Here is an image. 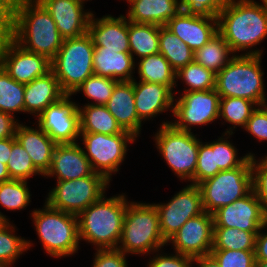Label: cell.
<instances>
[{
    "instance_id": "obj_1",
    "label": "cell",
    "mask_w": 267,
    "mask_h": 267,
    "mask_svg": "<svg viewBox=\"0 0 267 267\" xmlns=\"http://www.w3.org/2000/svg\"><path fill=\"white\" fill-rule=\"evenodd\" d=\"M217 19L218 33L235 55L240 51H245L243 55H262V49L253 47L267 37V6L264 2L229 0Z\"/></svg>"
},
{
    "instance_id": "obj_2",
    "label": "cell",
    "mask_w": 267,
    "mask_h": 267,
    "mask_svg": "<svg viewBox=\"0 0 267 267\" xmlns=\"http://www.w3.org/2000/svg\"><path fill=\"white\" fill-rule=\"evenodd\" d=\"M13 40L23 49L52 60L64 39L52 16L38 0H16Z\"/></svg>"
},
{
    "instance_id": "obj_3",
    "label": "cell",
    "mask_w": 267,
    "mask_h": 267,
    "mask_svg": "<svg viewBox=\"0 0 267 267\" xmlns=\"http://www.w3.org/2000/svg\"><path fill=\"white\" fill-rule=\"evenodd\" d=\"M125 193L110 198L105 194L83 210L78 217L79 240L92 243L96 249H117L127 204Z\"/></svg>"
},
{
    "instance_id": "obj_4",
    "label": "cell",
    "mask_w": 267,
    "mask_h": 267,
    "mask_svg": "<svg viewBox=\"0 0 267 267\" xmlns=\"http://www.w3.org/2000/svg\"><path fill=\"white\" fill-rule=\"evenodd\" d=\"M261 55H235L217 74L215 90L223 97L251 100L258 106L267 104L261 68Z\"/></svg>"
},
{
    "instance_id": "obj_5",
    "label": "cell",
    "mask_w": 267,
    "mask_h": 267,
    "mask_svg": "<svg viewBox=\"0 0 267 267\" xmlns=\"http://www.w3.org/2000/svg\"><path fill=\"white\" fill-rule=\"evenodd\" d=\"M166 242L160 231L155 205L146 202H128L117 249L128 255H146L152 252L153 255L167 245Z\"/></svg>"
},
{
    "instance_id": "obj_6",
    "label": "cell",
    "mask_w": 267,
    "mask_h": 267,
    "mask_svg": "<svg viewBox=\"0 0 267 267\" xmlns=\"http://www.w3.org/2000/svg\"><path fill=\"white\" fill-rule=\"evenodd\" d=\"M30 214L43 250L51 257L71 256L79 250L78 217L49 206Z\"/></svg>"
},
{
    "instance_id": "obj_7",
    "label": "cell",
    "mask_w": 267,
    "mask_h": 267,
    "mask_svg": "<svg viewBox=\"0 0 267 267\" xmlns=\"http://www.w3.org/2000/svg\"><path fill=\"white\" fill-rule=\"evenodd\" d=\"M93 53L94 45L88 33L63 40L62 46L51 60V70L65 94H72L94 74Z\"/></svg>"
},
{
    "instance_id": "obj_8",
    "label": "cell",
    "mask_w": 267,
    "mask_h": 267,
    "mask_svg": "<svg viewBox=\"0 0 267 267\" xmlns=\"http://www.w3.org/2000/svg\"><path fill=\"white\" fill-rule=\"evenodd\" d=\"M154 139L159 154L174 174L193 184L200 139L193 132L175 128L167 120L162 122Z\"/></svg>"
},
{
    "instance_id": "obj_9",
    "label": "cell",
    "mask_w": 267,
    "mask_h": 267,
    "mask_svg": "<svg viewBox=\"0 0 267 267\" xmlns=\"http://www.w3.org/2000/svg\"><path fill=\"white\" fill-rule=\"evenodd\" d=\"M197 186L201 192L204 211L211 214L245 197L253 190L251 157L241 166L220 171Z\"/></svg>"
},
{
    "instance_id": "obj_10",
    "label": "cell",
    "mask_w": 267,
    "mask_h": 267,
    "mask_svg": "<svg viewBox=\"0 0 267 267\" xmlns=\"http://www.w3.org/2000/svg\"><path fill=\"white\" fill-rule=\"evenodd\" d=\"M56 183L45 202L55 209L76 216L98 201L110 186V182L103 175L95 172L83 178Z\"/></svg>"
},
{
    "instance_id": "obj_11",
    "label": "cell",
    "mask_w": 267,
    "mask_h": 267,
    "mask_svg": "<svg viewBox=\"0 0 267 267\" xmlns=\"http://www.w3.org/2000/svg\"><path fill=\"white\" fill-rule=\"evenodd\" d=\"M80 137L84 145V155L93 171L103 175L109 182L112 181V174L120 170V165L125 160L129 150L128 143L136 141V137L125 130L115 135L80 133Z\"/></svg>"
},
{
    "instance_id": "obj_12",
    "label": "cell",
    "mask_w": 267,
    "mask_h": 267,
    "mask_svg": "<svg viewBox=\"0 0 267 267\" xmlns=\"http://www.w3.org/2000/svg\"><path fill=\"white\" fill-rule=\"evenodd\" d=\"M220 95L215 89L182 93L174 98L170 122L175 128L191 132L192 126L208 125L219 119Z\"/></svg>"
},
{
    "instance_id": "obj_13",
    "label": "cell",
    "mask_w": 267,
    "mask_h": 267,
    "mask_svg": "<svg viewBox=\"0 0 267 267\" xmlns=\"http://www.w3.org/2000/svg\"><path fill=\"white\" fill-rule=\"evenodd\" d=\"M157 209L160 231L168 241L188 219L204 213L202 196L197 185L189 183L167 203H153Z\"/></svg>"
},
{
    "instance_id": "obj_14",
    "label": "cell",
    "mask_w": 267,
    "mask_h": 267,
    "mask_svg": "<svg viewBox=\"0 0 267 267\" xmlns=\"http://www.w3.org/2000/svg\"><path fill=\"white\" fill-rule=\"evenodd\" d=\"M65 94L37 118L38 125L56 144L76 143L80 137L79 104Z\"/></svg>"
},
{
    "instance_id": "obj_15",
    "label": "cell",
    "mask_w": 267,
    "mask_h": 267,
    "mask_svg": "<svg viewBox=\"0 0 267 267\" xmlns=\"http://www.w3.org/2000/svg\"><path fill=\"white\" fill-rule=\"evenodd\" d=\"M213 227V215L205 211L188 219L166 243H172L174 253L192 259L210 255L213 246Z\"/></svg>"
},
{
    "instance_id": "obj_16",
    "label": "cell",
    "mask_w": 267,
    "mask_h": 267,
    "mask_svg": "<svg viewBox=\"0 0 267 267\" xmlns=\"http://www.w3.org/2000/svg\"><path fill=\"white\" fill-rule=\"evenodd\" d=\"M0 65L12 79L27 84L51 70L46 56L23 49L14 40L0 49Z\"/></svg>"
},
{
    "instance_id": "obj_17",
    "label": "cell",
    "mask_w": 267,
    "mask_h": 267,
    "mask_svg": "<svg viewBox=\"0 0 267 267\" xmlns=\"http://www.w3.org/2000/svg\"><path fill=\"white\" fill-rule=\"evenodd\" d=\"M212 215L214 227H232L248 232H259L267 219L253 190L245 197L217 209Z\"/></svg>"
},
{
    "instance_id": "obj_18",
    "label": "cell",
    "mask_w": 267,
    "mask_h": 267,
    "mask_svg": "<svg viewBox=\"0 0 267 267\" xmlns=\"http://www.w3.org/2000/svg\"><path fill=\"white\" fill-rule=\"evenodd\" d=\"M56 23L63 39L78 38L88 31L92 11L80 0H38Z\"/></svg>"
},
{
    "instance_id": "obj_19",
    "label": "cell",
    "mask_w": 267,
    "mask_h": 267,
    "mask_svg": "<svg viewBox=\"0 0 267 267\" xmlns=\"http://www.w3.org/2000/svg\"><path fill=\"white\" fill-rule=\"evenodd\" d=\"M94 173L84 155L83 149L76 143L57 144L53 151L51 166L44 177H55L57 181L79 179Z\"/></svg>"
},
{
    "instance_id": "obj_20",
    "label": "cell",
    "mask_w": 267,
    "mask_h": 267,
    "mask_svg": "<svg viewBox=\"0 0 267 267\" xmlns=\"http://www.w3.org/2000/svg\"><path fill=\"white\" fill-rule=\"evenodd\" d=\"M87 33L91 36L94 47H105L115 52H130L128 37V19L110 14L95 18L92 14Z\"/></svg>"
},
{
    "instance_id": "obj_21",
    "label": "cell",
    "mask_w": 267,
    "mask_h": 267,
    "mask_svg": "<svg viewBox=\"0 0 267 267\" xmlns=\"http://www.w3.org/2000/svg\"><path fill=\"white\" fill-rule=\"evenodd\" d=\"M133 88L136 112L143 122L151 120L159 113L173 111L172 106L177 93L168 86L160 83L137 82L134 78Z\"/></svg>"
},
{
    "instance_id": "obj_22",
    "label": "cell",
    "mask_w": 267,
    "mask_h": 267,
    "mask_svg": "<svg viewBox=\"0 0 267 267\" xmlns=\"http://www.w3.org/2000/svg\"><path fill=\"white\" fill-rule=\"evenodd\" d=\"M194 52L218 33V19L194 16L181 11L165 25Z\"/></svg>"
},
{
    "instance_id": "obj_23",
    "label": "cell",
    "mask_w": 267,
    "mask_h": 267,
    "mask_svg": "<svg viewBox=\"0 0 267 267\" xmlns=\"http://www.w3.org/2000/svg\"><path fill=\"white\" fill-rule=\"evenodd\" d=\"M105 106L123 130L140 136L143 124L135 108L133 80L119 81Z\"/></svg>"
},
{
    "instance_id": "obj_24",
    "label": "cell",
    "mask_w": 267,
    "mask_h": 267,
    "mask_svg": "<svg viewBox=\"0 0 267 267\" xmlns=\"http://www.w3.org/2000/svg\"><path fill=\"white\" fill-rule=\"evenodd\" d=\"M37 127L32 128L18 123L15 137L29 154L34 167L44 176L51 166L53 151L57 144L39 126Z\"/></svg>"
},
{
    "instance_id": "obj_25",
    "label": "cell",
    "mask_w": 267,
    "mask_h": 267,
    "mask_svg": "<svg viewBox=\"0 0 267 267\" xmlns=\"http://www.w3.org/2000/svg\"><path fill=\"white\" fill-rule=\"evenodd\" d=\"M65 93L61 90L58 79L50 70L45 75L25 84L24 113L36 118L51 104L57 102Z\"/></svg>"
},
{
    "instance_id": "obj_26",
    "label": "cell",
    "mask_w": 267,
    "mask_h": 267,
    "mask_svg": "<svg viewBox=\"0 0 267 267\" xmlns=\"http://www.w3.org/2000/svg\"><path fill=\"white\" fill-rule=\"evenodd\" d=\"M127 19L134 23L164 26L181 11L178 0H127Z\"/></svg>"
},
{
    "instance_id": "obj_27",
    "label": "cell",
    "mask_w": 267,
    "mask_h": 267,
    "mask_svg": "<svg viewBox=\"0 0 267 267\" xmlns=\"http://www.w3.org/2000/svg\"><path fill=\"white\" fill-rule=\"evenodd\" d=\"M135 60L130 52L105 50V47H94V74L118 81H132L134 78Z\"/></svg>"
},
{
    "instance_id": "obj_28",
    "label": "cell",
    "mask_w": 267,
    "mask_h": 267,
    "mask_svg": "<svg viewBox=\"0 0 267 267\" xmlns=\"http://www.w3.org/2000/svg\"><path fill=\"white\" fill-rule=\"evenodd\" d=\"M80 133L120 134L124 130L105 105L78 106Z\"/></svg>"
},
{
    "instance_id": "obj_29",
    "label": "cell",
    "mask_w": 267,
    "mask_h": 267,
    "mask_svg": "<svg viewBox=\"0 0 267 267\" xmlns=\"http://www.w3.org/2000/svg\"><path fill=\"white\" fill-rule=\"evenodd\" d=\"M130 53L143 58L159 53V26L128 21Z\"/></svg>"
},
{
    "instance_id": "obj_30",
    "label": "cell",
    "mask_w": 267,
    "mask_h": 267,
    "mask_svg": "<svg viewBox=\"0 0 267 267\" xmlns=\"http://www.w3.org/2000/svg\"><path fill=\"white\" fill-rule=\"evenodd\" d=\"M233 53L229 44L217 33L194 52V61L217 74L234 58Z\"/></svg>"
},
{
    "instance_id": "obj_31",
    "label": "cell",
    "mask_w": 267,
    "mask_h": 267,
    "mask_svg": "<svg viewBox=\"0 0 267 267\" xmlns=\"http://www.w3.org/2000/svg\"><path fill=\"white\" fill-rule=\"evenodd\" d=\"M139 81L160 83L168 86L172 91L176 87V71L159 52L139 59Z\"/></svg>"
},
{
    "instance_id": "obj_32",
    "label": "cell",
    "mask_w": 267,
    "mask_h": 267,
    "mask_svg": "<svg viewBox=\"0 0 267 267\" xmlns=\"http://www.w3.org/2000/svg\"><path fill=\"white\" fill-rule=\"evenodd\" d=\"M159 52L176 72L194 61V51L165 25L159 26Z\"/></svg>"
},
{
    "instance_id": "obj_33",
    "label": "cell",
    "mask_w": 267,
    "mask_h": 267,
    "mask_svg": "<svg viewBox=\"0 0 267 267\" xmlns=\"http://www.w3.org/2000/svg\"><path fill=\"white\" fill-rule=\"evenodd\" d=\"M258 232H248L238 228L213 227L212 250L255 251Z\"/></svg>"
},
{
    "instance_id": "obj_34",
    "label": "cell",
    "mask_w": 267,
    "mask_h": 267,
    "mask_svg": "<svg viewBox=\"0 0 267 267\" xmlns=\"http://www.w3.org/2000/svg\"><path fill=\"white\" fill-rule=\"evenodd\" d=\"M258 105L251 100L235 97H223L219 101V119L232 124L224 133L234 134L235 128H245L247 120Z\"/></svg>"
},
{
    "instance_id": "obj_35",
    "label": "cell",
    "mask_w": 267,
    "mask_h": 267,
    "mask_svg": "<svg viewBox=\"0 0 267 267\" xmlns=\"http://www.w3.org/2000/svg\"><path fill=\"white\" fill-rule=\"evenodd\" d=\"M25 84L12 79L0 65V111L15 117L16 112H24Z\"/></svg>"
},
{
    "instance_id": "obj_36",
    "label": "cell",
    "mask_w": 267,
    "mask_h": 267,
    "mask_svg": "<svg viewBox=\"0 0 267 267\" xmlns=\"http://www.w3.org/2000/svg\"><path fill=\"white\" fill-rule=\"evenodd\" d=\"M15 229L10 221L0 225V263L14 264L33 245L28 239L15 235Z\"/></svg>"
},
{
    "instance_id": "obj_37",
    "label": "cell",
    "mask_w": 267,
    "mask_h": 267,
    "mask_svg": "<svg viewBox=\"0 0 267 267\" xmlns=\"http://www.w3.org/2000/svg\"><path fill=\"white\" fill-rule=\"evenodd\" d=\"M178 79L188 86L182 93L215 89L216 74L195 61L176 72V86Z\"/></svg>"
},
{
    "instance_id": "obj_38",
    "label": "cell",
    "mask_w": 267,
    "mask_h": 267,
    "mask_svg": "<svg viewBox=\"0 0 267 267\" xmlns=\"http://www.w3.org/2000/svg\"><path fill=\"white\" fill-rule=\"evenodd\" d=\"M27 181L10 179L0 183V206L6 210H22L31 202Z\"/></svg>"
},
{
    "instance_id": "obj_39",
    "label": "cell",
    "mask_w": 267,
    "mask_h": 267,
    "mask_svg": "<svg viewBox=\"0 0 267 267\" xmlns=\"http://www.w3.org/2000/svg\"><path fill=\"white\" fill-rule=\"evenodd\" d=\"M118 82V80L112 78L93 74L87 78L71 95H76L77 92H83L84 96L88 99L94 100L93 102L87 103V105H106Z\"/></svg>"
},
{
    "instance_id": "obj_40",
    "label": "cell",
    "mask_w": 267,
    "mask_h": 267,
    "mask_svg": "<svg viewBox=\"0 0 267 267\" xmlns=\"http://www.w3.org/2000/svg\"><path fill=\"white\" fill-rule=\"evenodd\" d=\"M223 136L216 141H213V151H215L216 158V166L221 171L224 170H232L239 166H241L249 157L254 156L255 154L249 152L242 157H238V149L235 148L232 142L228 140L230 139V135L228 133H222ZM226 136V137H225Z\"/></svg>"
},
{
    "instance_id": "obj_41",
    "label": "cell",
    "mask_w": 267,
    "mask_h": 267,
    "mask_svg": "<svg viewBox=\"0 0 267 267\" xmlns=\"http://www.w3.org/2000/svg\"><path fill=\"white\" fill-rule=\"evenodd\" d=\"M10 179L27 181L33 175H42L33 165L29 154L15 141L7 162Z\"/></svg>"
},
{
    "instance_id": "obj_42",
    "label": "cell",
    "mask_w": 267,
    "mask_h": 267,
    "mask_svg": "<svg viewBox=\"0 0 267 267\" xmlns=\"http://www.w3.org/2000/svg\"><path fill=\"white\" fill-rule=\"evenodd\" d=\"M220 171L221 170L218 166H216L213 141L205 143L200 141L193 184L198 185L199 183L215 176Z\"/></svg>"
},
{
    "instance_id": "obj_43",
    "label": "cell",
    "mask_w": 267,
    "mask_h": 267,
    "mask_svg": "<svg viewBox=\"0 0 267 267\" xmlns=\"http://www.w3.org/2000/svg\"><path fill=\"white\" fill-rule=\"evenodd\" d=\"M210 255L219 267H255V251L212 250Z\"/></svg>"
},
{
    "instance_id": "obj_44",
    "label": "cell",
    "mask_w": 267,
    "mask_h": 267,
    "mask_svg": "<svg viewBox=\"0 0 267 267\" xmlns=\"http://www.w3.org/2000/svg\"><path fill=\"white\" fill-rule=\"evenodd\" d=\"M182 11L194 16L217 18L229 0H178Z\"/></svg>"
},
{
    "instance_id": "obj_45",
    "label": "cell",
    "mask_w": 267,
    "mask_h": 267,
    "mask_svg": "<svg viewBox=\"0 0 267 267\" xmlns=\"http://www.w3.org/2000/svg\"><path fill=\"white\" fill-rule=\"evenodd\" d=\"M258 160L255 155L251 157L252 189L267 214V160Z\"/></svg>"
},
{
    "instance_id": "obj_46",
    "label": "cell",
    "mask_w": 267,
    "mask_h": 267,
    "mask_svg": "<svg viewBox=\"0 0 267 267\" xmlns=\"http://www.w3.org/2000/svg\"><path fill=\"white\" fill-rule=\"evenodd\" d=\"M245 131L259 142L267 141V104L258 106L247 120Z\"/></svg>"
},
{
    "instance_id": "obj_47",
    "label": "cell",
    "mask_w": 267,
    "mask_h": 267,
    "mask_svg": "<svg viewBox=\"0 0 267 267\" xmlns=\"http://www.w3.org/2000/svg\"><path fill=\"white\" fill-rule=\"evenodd\" d=\"M126 256L118 249H96L92 267H128Z\"/></svg>"
},
{
    "instance_id": "obj_48",
    "label": "cell",
    "mask_w": 267,
    "mask_h": 267,
    "mask_svg": "<svg viewBox=\"0 0 267 267\" xmlns=\"http://www.w3.org/2000/svg\"><path fill=\"white\" fill-rule=\"evenodd\" d=\"M161 250H158L157 254L150 257L147 267H193V259L175 252V254H160Z\"/></svg>"
},
{
    "instance_id": "obj_49",
    "label": "cell",
    "mask_w": 267,
    "mask_h": 267,
    "mask_svg": "<svg viewBox=\"0 0 267 267\" xmlns=\"http://www.w3.org/2000/svg\"><path fill=\"white\" fill-rule=\"evenodd\" d=\"M14 7H0V49L13 40Z\"/></svg>"
},
{
    "instance_id": "obj_50",
    "label": "cell",
    "mask_w": 267,
    "mask_h": 267,
    "mask_svg": "<svg viewBox=\"0 0 267 267\" xmlns=\"http://www.w3.org/2000/svg\"><path fill=\"white\" fill-rule=\"evenodd\" d=\"M10 114L0 111V139L15 137L19 121Z\"/></svg>"
},
{
    "instance_id": "obj_51",
    "label": "cell",
    "mask_w": 267,
    "mask_h": 267,
    "mask_svg": "<svg viewBox=\"0 0 267 267\" xmlns=\"http://www.w3.org/2000/svg\"><path fill=\"white\" fill-rule=\"evenodd\" d=\"M267 219L264 225L260 228L257 236H256V244H255V260L256 261H267Z\"/></svg>"
},
{
    "instance_id": "obj_52",
    "label": "cell",
    "mask_w": 267,
    "mask_h": 267,
    "mask_svg": "<svg viewBox=\"0 0 267 267\" xmlns=\"http://www.w3.org/2000/svg\"><path fill=\"white\" fill-rule=\"evenodd\" d=\"M16 141V137L0 139V162L6 164L9 160L12 150V144Z\"/></svg>"
},
{
    "instance_id": "obj_53",
    "label": "cell",
    "mask_w": 267,
    "mask_h": 267,
    "mask_svg": "<svg viewBox=\"0 0 267 267\" xmlns=\"http://www.w3.org/2000/svg\"><path fill=\"white\" fill-rule=\"evenodd\" d=\"M193 264L197 267H219V264L211 255L194 258Z\"/></svg>"
},
{
    "instance_id": "obj_54",
    "label": "cell",
    "mask_w": 267,
    "mask_h": 267,
    "mask_svg": "<svg viewBox=\"0 0 267 267\" xmlns=\"http://www.w3.org/2000/svg\"><path fill=\"white\" fill-rule=\"evenodd\" d=\"M10 180V175L6 164L0 162V183Z\"/></svg>"
},
{
    "instance_id": "obj_55",
    "label": "cell",
    "mask_w": 267,
    "mask_h": 267,
    "mask_svg": "<svg viewBox=\"0 0 267 267\" xmlns=\"http://www.w3.org/2000/svg\"><path fill=\"white\" fill-rule=\"evenodd\" d=\"M16 0H0V7H15Z\"/></svg>"
},
{
    "instance_id": "obj_56",
    "label": "cell",
    "mask_w": 267,
    "mask_h": 267,
    "mask_svg": "<svg viewBox=\"0 0 267 267\" xmlns=\"http://www.w3.org/2000/svg\"><path fill=\"white\" fill-rule=\"evenodd\" d=\"M255 267H267V261H256Z\"/></svg>"
},
{
    "instance_id": "obj_57",
    "label": "cell",
    "mask_w": 267,
    "mask_h": 267,
    "mask_svg": "<svg viewBox=\"0 0 267 267\" xmlns=\"http://www.w3.org/2000/svg\"><path fill=\"white\" fill-rule=\"evenodd\" d=\"M4 221H9V219L6 218V215H4L2 212H0V225H1Z\"/></svg>"
},
{
    "instance_id": "obj_58",
    "label": "cell",
    "mask_w": 267,
    "mask_h": 267,
    "mask_svg": "<svg viewBox=\"0 0 267 267\" xmlns=\"http://www.w3.org/2000/svg\"><path fill=\"white\" fill-rule=\"evenodd\" d=\"M13 264L0 263V267H11Z\"/></svg>"
},
{
    "instance_id": "obj_59",
    "label": "cell",
    "mask_w": 267,
    "mask_h": 267,
    "mask_svg": "<svg viewBox=\"0 0 267 267\" xmlns=\"http://www.w3.org/2000/svg\"><path fill=\"white\" fill-rule=\"evenodd\" d=\"M260 1L264 2L265 4H267V0H260Z\"/></svg>"
},
{
    "instance_id": "obj_60",
    "label": "cell",
    "mask_w": 267,
    "mask_h": 267,
    "mask_svg": "<svg viewBox=\"0 0 267 267\" xmlns=\"http://www.w3.org/2000/svg\"><path fill=\"white\" fill-rule=\"evenodd\" d=\"M81 2H83V3H85V2H87L88 0H80Z\"/></svg>"
}]
</instances>
